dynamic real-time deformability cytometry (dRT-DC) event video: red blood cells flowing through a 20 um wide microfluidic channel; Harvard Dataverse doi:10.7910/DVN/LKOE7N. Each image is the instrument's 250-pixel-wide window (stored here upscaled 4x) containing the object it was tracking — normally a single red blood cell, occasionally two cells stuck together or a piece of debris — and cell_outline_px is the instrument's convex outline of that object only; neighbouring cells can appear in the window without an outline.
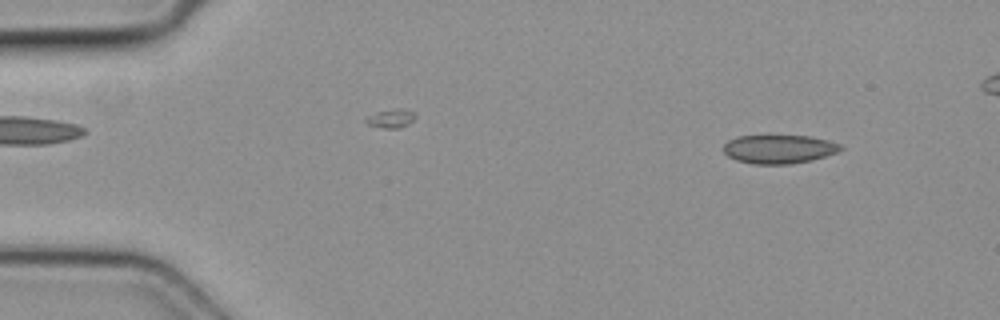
{"species": "common noctule bat (a hibernating species)", "species_latin": "Nyctalus noctula", "temperature_condition": "cold", "stored_images_in_passage": 6, "camera_frame_rate_fps": 3000, "um_per_image_px": 0.085, "animal": {"sex": "female", "body_mass_g": 19.3, "forearm_length_mm": 54.1}, "frame": {"image": 1, "passage_image": 1, "time_ms": 0.0, "image_size_px": [1000, 320], "cell_outline_px": [[844, 148], [836, 152], [812, 160], [788, 164], [752, 164], [736, 160], [728, 156], [724, 152], [724, 144], [728, 140], [736, 136], [812, 136], [828, 140], [840, 144]], "centroid_in_image_um": [66.2, 12.67], "position_along_channel_um": 18.8, "area_um2": 19.54}}
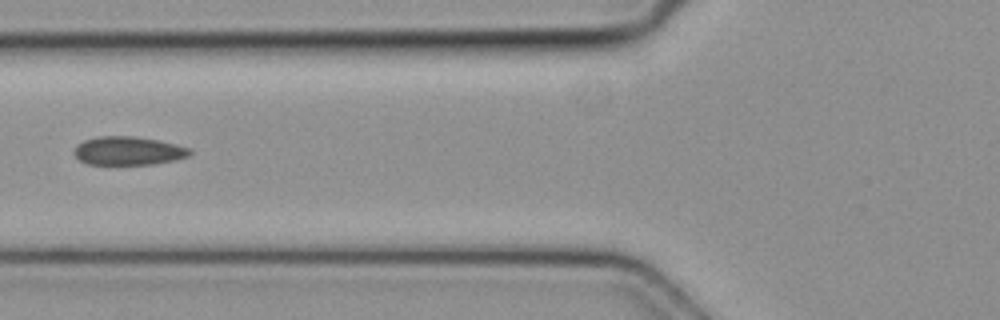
{"frame": {"image": 2, "passage_image": 5, "time_ms": 1.333, "image_size_px": [1000, 320], "cell_outline_px": [[192, 152], [188, 156], [176, 160], [152, 164], [108, 168], [88, 164], [80, 160], [72, 152], [76, 144], [84, 140], [100, 136], [136, 136], [160, 140], [192, 148]], "centroid_in_image_um": [10.87, 12.86], "position_along_channel_um": 114.9, "area_um2": 20.35}}
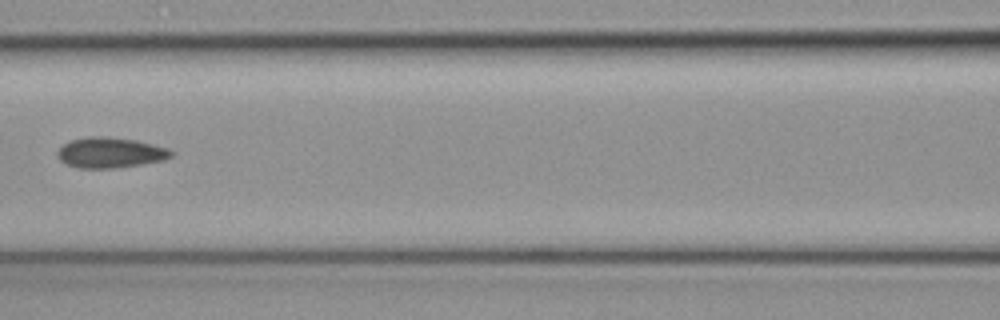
{"frame": {"image": 3, "passage_image": 6, "time_ms": 1.667, "image_size_px": [1000, 320], "cell_outline_px": [[176, 152], [172, 156], [164, 160], [116, 168], [76, 168], [60, 160], [56, 156], [56, 152], [64, 144], [72, 140], [88, 136], [104, 136], [136, 140], [168, 148]], "centroid_in_image_um": [9.38, 12.97], "position_along_channel_um": 157.2, "area_um2": 20.23}}